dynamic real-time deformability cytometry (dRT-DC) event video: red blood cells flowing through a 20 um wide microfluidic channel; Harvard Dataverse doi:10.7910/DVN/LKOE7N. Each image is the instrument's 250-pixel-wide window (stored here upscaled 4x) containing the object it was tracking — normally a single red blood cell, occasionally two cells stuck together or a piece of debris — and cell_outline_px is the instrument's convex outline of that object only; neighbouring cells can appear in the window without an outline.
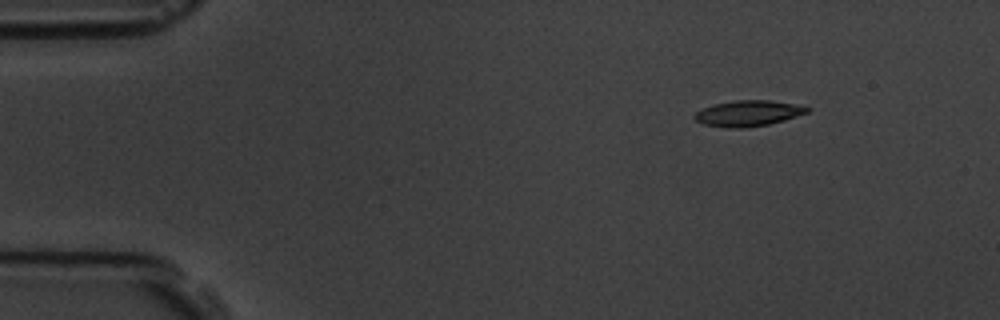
{"species": "common noctule bat (a hibernating species)", "species_latin": "Nyctalus noctula", "temperature_condition": "room temperature", "stored_images_in_passage": 4, "camera_frame_rate_fps": 3000, "um_per_image_px": 0.085, "animal": {"sex": "male", "body_mass_g": 19.5, "forearm_length_mm": 54.6}, "frame": {"image": 1, "passage_image": 2, "time_ms": 1.0, "image_size_px": [1000, 320], "cell_outline_px": [[808, 112], [784, 120], [768, 124], [740, 128], [732, 128], [704, 124], [696, 120], [692, 116], [696, 112], [704, 108], [716, 104], [736, 100], [768, 100], [804, 104], [808, 108]], "centroid_in_image_um": [63.63, 9.62], "position_along_channel_um": 21.4, "area_um2": 16.76}}